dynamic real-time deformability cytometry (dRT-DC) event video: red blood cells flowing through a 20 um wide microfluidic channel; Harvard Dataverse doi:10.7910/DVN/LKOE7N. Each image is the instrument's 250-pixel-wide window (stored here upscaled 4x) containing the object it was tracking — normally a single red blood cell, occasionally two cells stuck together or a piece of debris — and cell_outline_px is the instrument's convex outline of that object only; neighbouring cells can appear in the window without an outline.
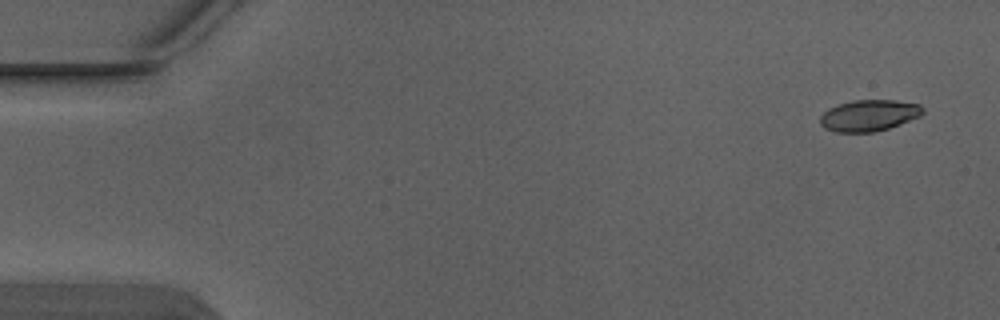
{"species": "Egyptian fruit bat (a non-hibernating species)", "species_latin": "Rousettus aegyptiacus", "temperature_condition": "warm", "stored_images_in_passage": 6, "camera_frame_rate_fps": 3000, "um_per_image_px": 0.085, "animal": {"sex": "male"}, "frame": {"image": 1, "passage_image": 1, "time_ms": 0.0, "image_size_px": [1000, 320], "cell_outline_px": [[924, 112], [920, 116], [900, 124], [888, 128], [872, 132], [836, 132], [824, 128], [820, 124], [820, 116], [828, 108], [840, 104], [856, 100], [896, 100], [920, 104], [924, 108]], "centroid_in_image_um": [73.87, 9.81], "position_along_channel_um": 11.1, "area_um2": 18.73}}
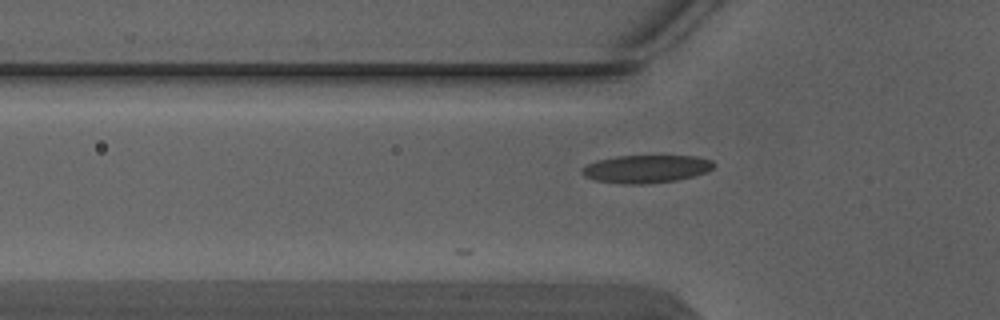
{"frame": {"image": 2, "passage_image": 5, "time_ms": 1.333, "image_size_px": [1000, 320], "cell_outline_px": [[716, 164], [708, 172], [676, 180], [648, 184], [624, 184], [596, 180], [584, 176], [580, 172], [580, 168], [596, 160], [616, 156], [696, 156], [712, 160]], "centroid_in_image_um": [54.92, 14.35], "position_along_channel_um": 70.9, "area_um2": 21.5}}